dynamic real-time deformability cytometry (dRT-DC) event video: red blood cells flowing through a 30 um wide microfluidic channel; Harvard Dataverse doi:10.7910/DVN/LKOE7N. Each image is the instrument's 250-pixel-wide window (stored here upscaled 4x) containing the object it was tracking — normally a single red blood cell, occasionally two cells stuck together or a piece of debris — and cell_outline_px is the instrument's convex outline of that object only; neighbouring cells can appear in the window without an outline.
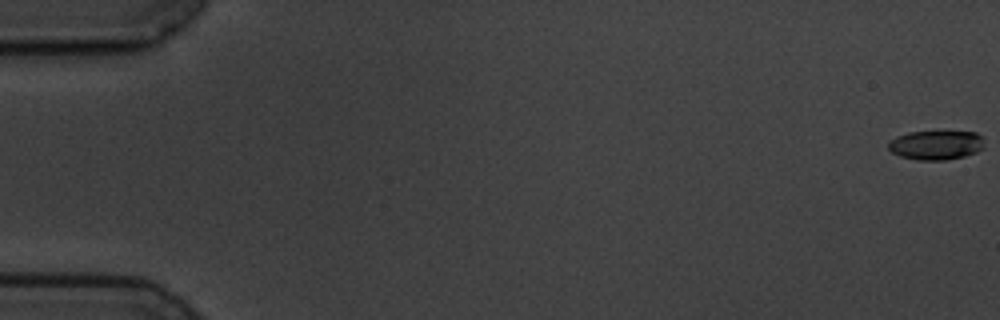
{"species": "common noctule bat (a hibernating species)", "species_latin": "Nyctalus noctula", "temperature_condition": "cold", "stored_images_in_passage": 4, "camera_frame_rate_fps": 3000, "um_per_image_px": 0.085, "animal": {"sex": "male", "body_mass_g": 19.5, "forearm_length_mm": 54.6}, "frame": {"image": 1, "passage_image": 1, "time_ms": 0.0, "image_size_px": [1000, 320], "cell_outline_px": [[984, 148], [976, 152], [964, 156], [948, 160], [916, 160], [900, 156], [892, 152], [888, 148], [888, 144], [896, 136], [908, 132], [976, 132], [984, 136]], "centroid_in_image_um": [79.6, 12.33], "position_along_channel_um": 5.4, "area_um2": 16.47}}
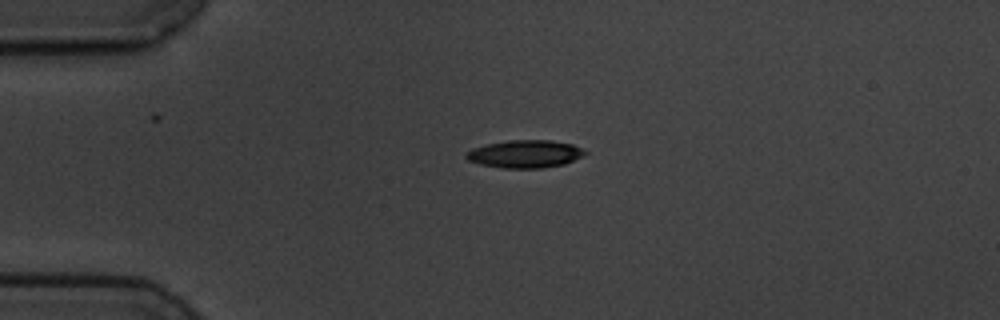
{"frame": {"image": 2, "passage_image": 4, "time_ms": 4.667, "image_size_px": [1000, 320], "cell_outline_px": [[588, 152], [584, 156], [564, 164], [540, 168], [504, 168], [480, 164], [468, 160], [464, 156], [472, 148], [484, 144], [508, 140], [552, 140], [572, 144]], "centroid_in_image_um": [44.63, 13.08], "position_along_channel_um": 40.4, "area_um2": 19.25}}